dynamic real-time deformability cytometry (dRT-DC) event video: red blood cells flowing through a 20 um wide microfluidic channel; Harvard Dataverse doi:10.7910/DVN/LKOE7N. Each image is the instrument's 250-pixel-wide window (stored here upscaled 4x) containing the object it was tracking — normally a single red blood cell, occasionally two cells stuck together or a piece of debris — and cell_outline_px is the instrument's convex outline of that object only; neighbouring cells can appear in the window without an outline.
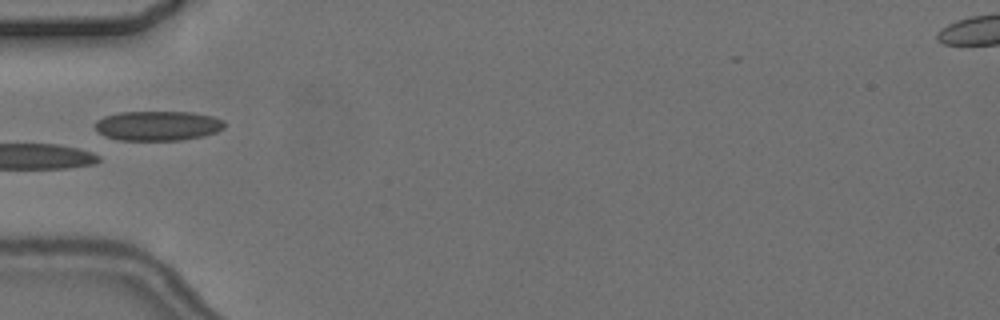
{"species": "common noctule bat (a hibernating species)", "species_latin": "Nyctalus noctula", "temperature_condition": "cold", "stored_images_in_passage": 5, "camera_frame_rate_fps": 3000, "um_per_image_px": 0.085, "animal": {"sex": "female", "body_mass_g": 24.6, "forearm_length_mm": 56.2}, "frame": {"image": 1, "passage_image": 5, "time_ms": 4.667, "image_size_px": [1000, 320], "cell_outline_px": [[224, 128], [216, 132], [204, 136], [180, 140], [120, 140], [104, 136], [96, 128], [96, 120], [104, 116], [120, 112], [192, 112], [212, 116], [224, 120]], "centroid_in_image_um": [13.43, 10.68], "position_along_channel_um": 71.6, "area_um2": 22.37}}